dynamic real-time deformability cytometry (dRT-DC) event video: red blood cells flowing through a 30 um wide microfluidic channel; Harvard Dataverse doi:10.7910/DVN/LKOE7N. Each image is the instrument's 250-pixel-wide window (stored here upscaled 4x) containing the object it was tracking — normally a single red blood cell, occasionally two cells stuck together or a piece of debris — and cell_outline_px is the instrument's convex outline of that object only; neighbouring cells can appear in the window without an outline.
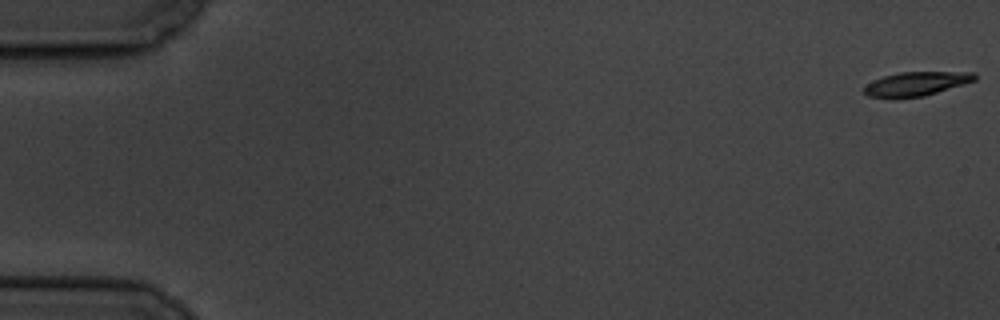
{"species": "common noctule bat (a hibernating species)", "species_latin": "Nyctalus noctula", "temperature_condition": "cold", "stored_images_in_passage": 5, "camera_frame_rate_fps": 3000, "um_per_image_px": 0.085, "animal": {"sex": "male", "body_mass_g": 19.5, "forearm_length_mm": 54.6}, "frame": {"image": 1, "passage_image": 1, "time_ms": 0.0, "image_size_px": [1000, 320], "cell_outline_px": [[976, 80], [964, 84], [924, 96], [896, 100], [892, 100], [868, 96], [864, 92], [864, 88], [872, 80], [884, 76], [900, 72], [976, 72]], "centroid_in_image_um": [77.84, 7.15], "position_along_channel_um": 7.2, "area_um2": 15.84}}
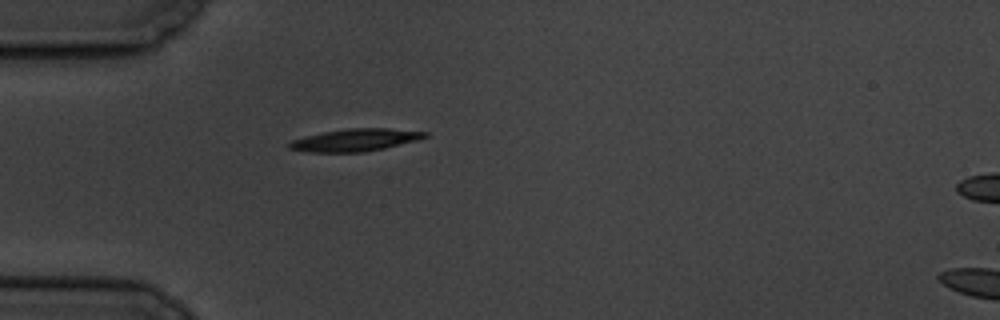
{"frame": {"image": 2, "passage_image": 5, "time_ms": 5.667, "image_size_px": [1000, 320], "cell_outline_px": [[428, 136], [420, 140], [384, 148], [364, 152], [308, 152], [288, 148], [288, 144], [292, 140], [304, 136], [324, 132], [348, 128], [388, 128], [428, 132]], "centroid_in_image_um": [30.22, 11.9], "position_along_channel_um": 54.8, "area_um2": 17.74}}